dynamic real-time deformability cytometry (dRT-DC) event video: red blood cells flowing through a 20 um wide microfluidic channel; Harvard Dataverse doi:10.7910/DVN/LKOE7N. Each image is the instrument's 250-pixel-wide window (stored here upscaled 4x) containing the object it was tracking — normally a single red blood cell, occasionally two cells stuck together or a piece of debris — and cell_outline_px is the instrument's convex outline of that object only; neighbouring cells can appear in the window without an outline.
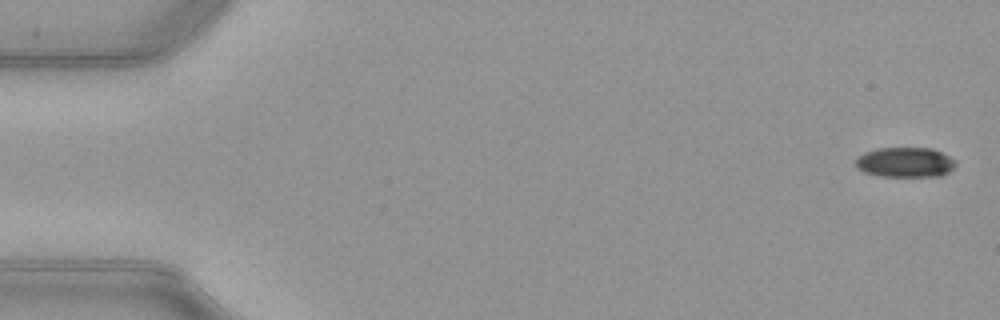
{"species": "common noctule bat (a hibernating species)", "species_latin": "Nyctalus noctula", "temperature_condition": "warm", "stored_images_in_passage": 47, "camera_frame_rate_fps": 3000, "um_per_image_px": 0.085, "animal": {"sex": "female", "body_mass_g": 21.9}, "frame": {"image": 1, "passage_image": 2, "time_ms": 0.333, "image_size_px": [1000, 320], "cell_outline_px": [[956, 164], [948, 172], [940, 176], [880, 176], [864, 172], [856, 168], [856, 160], [864, 152], [876, 148], [932, 148], [956, 160]], "centroid_in_image_um": [76.93, 13.79], "position_along_channel_um": 8.1, "area_um2": 17.4}}
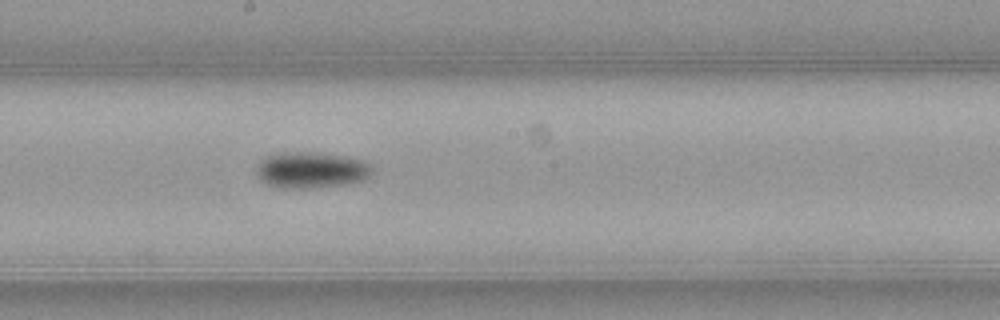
{"frame": {"image": 2, "passage_image": 29, "time_ms": 9.333, "image_size_px": [1000, 320], "cell_outline_px": [[372, 172], [364, 180], [344, 184], [312, 188], [284, 188], [268, 184], [260, 180], [256, 172], [256, 168], [260, 160], [268, 156], [284, 152], [316, 152], [344, 156], [364, 160], [372, 168]], "centroid_in_image_um": [26.44, 14.45], "position_along_channel_um": 221.8, "area_um2": 24.33}}
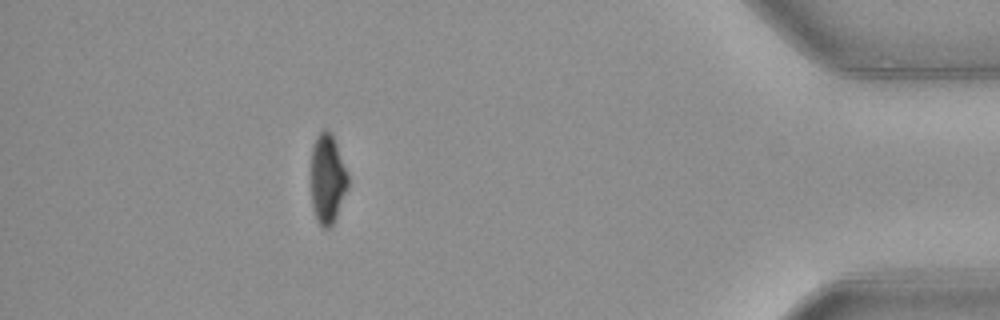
{"frame": {"image": 3, "passage_image": 47, "time_ms": 15.333, "image_size_px": [1000, 320], "cell_outline_px": [[348, 188], [336, 216], [332, 224], [328, 228], [324, 228], [316, 220], [312, 208], [308, 176], [308, 172], [312, 144], [316, 136], [324, 128], [332, 132], [348, 176]], "centroid_in_image_um": [27.76, 15.17], "position_along_channel_um": 407.4, "area_um2": 20.11}, "authors_computed_cell_mechanics": {"area_um2": 21.5016, "velocity_mm_per_s": 4.0021, "shape_relaxation_time_tau1_ms": 3.9938, "shape_relaxation_time_tau2_ms": null, "deformation_change_tau1": 0.1365, "deformation_change_tau2": null}}